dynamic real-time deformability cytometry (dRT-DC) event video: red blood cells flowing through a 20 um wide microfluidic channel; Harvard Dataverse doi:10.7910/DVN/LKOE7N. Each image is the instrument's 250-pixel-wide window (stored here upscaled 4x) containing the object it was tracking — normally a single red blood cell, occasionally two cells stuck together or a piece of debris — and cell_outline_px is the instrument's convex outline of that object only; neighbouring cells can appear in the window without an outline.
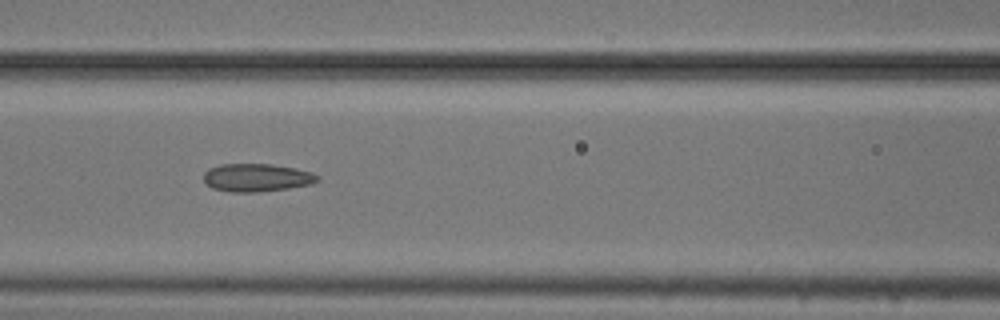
{"species": "common noctule bat (a hibernating species)", "species_latin": "Nyctalus noctula", "temperature_condition": "cold", "stored_images_in_passage": 11, "camera_frame_rate_fps": 3000, "um_per_image_px": 0.085, "animal": {"sex": "male", "body_mass_g": 20.5, "forearm_length_mm": 52.5}, "frame": {"image": 1, "passage_image": 7, "time_ms": 2.0, "image_size_px": [1000, 320], "cell_outline_px": [[320, 176], [316, 180], [308, 184], [288, 188], [260, 192], [228, 192], [212, 188], [204, 184], [204, 172], [208, 168], [220, 164], [272, 164], [296, 168], [312, 172]], "centroid_in_image_um": [21.75, 15.09], "position_along_channel_um": 144.8, "area_um2": 18.67}}
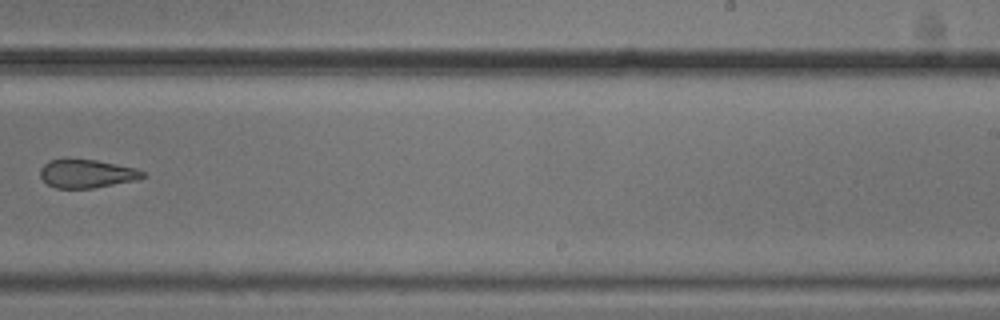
{"frame": {"image": 2, "passage_image": 10, "time_ms": 3.0, "image_size_px": [1000, 320], "cell_outline_px": [[148, 176], [136, 180], [92, 188], [56, 188], [48, 184], [40, 176], [40, 168], [48, 160], [64, 156], [96, 160], [136, 168], [144, 172]], "centroid_in_image_um": [7.34, 14.72], "position_along_channel_um": 281.7, "area_um2": 17.46}}
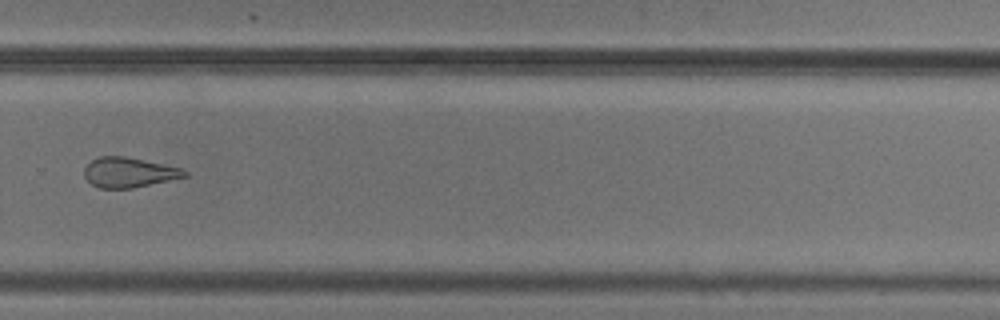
{"frame": {"image": 3, "passage_image": 11, "time_ms": 3.333, "image_size_px": [1000, 320], "cell_outline_px": [[188, 176], [132, 188], [100, 188], [92, 184], [84, 176], [84, 168], [92, 160], [100, 156], [124, 156], [184, 168], [188, 172]], "centroid_in_image_um": [10.98, 14.65], "position_along_channel_um": 318.8, "area_um2": 17.46}}